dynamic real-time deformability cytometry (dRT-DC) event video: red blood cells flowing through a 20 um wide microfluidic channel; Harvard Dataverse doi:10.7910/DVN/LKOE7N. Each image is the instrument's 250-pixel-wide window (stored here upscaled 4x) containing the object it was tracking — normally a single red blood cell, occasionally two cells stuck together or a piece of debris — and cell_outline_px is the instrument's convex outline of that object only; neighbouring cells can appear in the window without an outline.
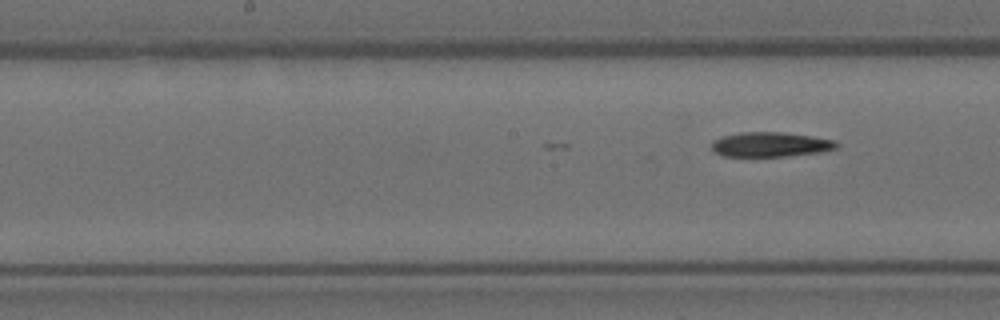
{"species": "Egyptian fruit bat (a non-hibernating species)", "species_latin": "Rousettus aegyptiacus", "temperature_condition": "room temperature", "stored_images_in_passage": 12, "camera_frame_rate_fps": 3000, "um_per_image_px": 0.085, "animal": {"sex": "female"}, "frame": {"image": 1, "passage_image": 12, "time_ms": 3.667, "image_size_px": [1000, 320], "cell_outline_px": [[840, 144], [836, 148], [820, 152], [788, 156], [724, 156], [716, 152], [712, 148], [712, 140], [720, 136], [740, 132], [780, 132], [812, 136], [836, 140]], "centroid_in_image_um": [65.5, 12.27], "position_along_channel_um": 182.7, "area_um2": 18.03}}